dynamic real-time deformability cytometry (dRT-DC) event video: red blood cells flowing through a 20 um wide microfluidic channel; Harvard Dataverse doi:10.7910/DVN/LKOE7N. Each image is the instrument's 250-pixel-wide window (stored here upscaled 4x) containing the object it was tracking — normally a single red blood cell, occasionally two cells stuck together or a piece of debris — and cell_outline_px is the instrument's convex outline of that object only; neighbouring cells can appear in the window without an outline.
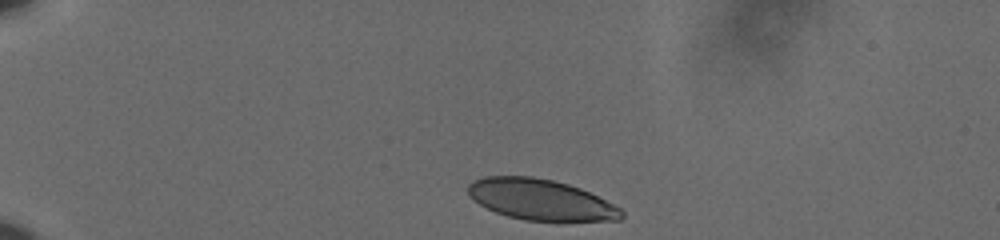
{"species": "human", "species_latin": "Homo sapiens", "temperature_condition": "cold", "stored_images_in_passage": 40, "camera_frame_rate_fps": 3000, "um_per_image_px": 0.085, "donor": {"sex": "male"}, "frame": {"image": 1, "passage_image": 1, "time_ms": 0.0, "image_size_px": [1000, 240], "cell_outline_px": [[624, 216], [620, 220], [556, 224], [524, 220], [508, 216], [496, 212], [480, 204], [468, 192], [468, 184], [472, 180], [484, 176], [532, 176], [552, 180], [568, 184], [580, 188], [620, 208], [624, 212]], "centroid_in_image_um": [46.02, 17.02], "position_along_channel_um": 39.0, "area_um2": 37.34}}
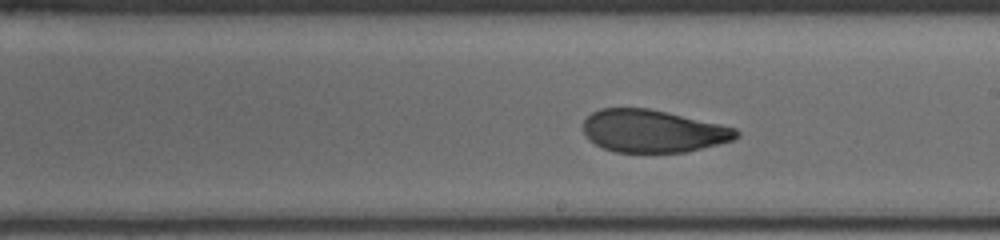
{"frame": {"image": 2, "passage_image": 23, "time_ms": 7.333, "image_size_px": [1000, 240], "cell_outline_px": [[740, 136], [732, 140], [684, 152], [616, 152], [604, 148], [588, 140], [584, 132], [584, 120], [592, 112], [600, 108], [648, 108], [720, 124], [736, 128], [740, 132]], "centroid_in_image_um": [55.48, 11.14], "position_along_channel_um": 233.5, "area_um2": 37.69}}
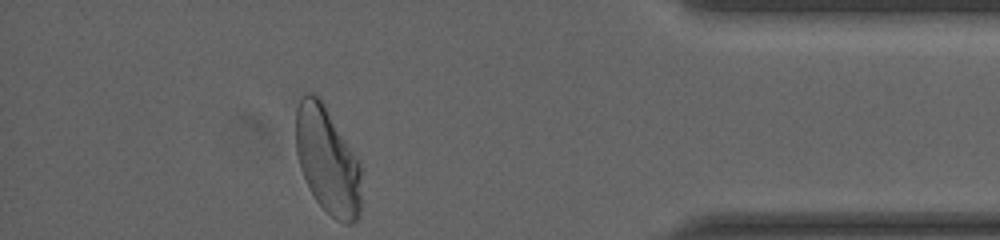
{"frame": {"image": 3, "passage_image": 40, "time_ms": 13.0, "image_size_px": [1000, 240], "cell_outline_px": [[360, 216], [352, 224], [344, 224], [336, 220], [316, 200], [300, 168], [296, 152], [296, 108], [304, 92], [312, 92], [320, 96], [360, 160]], "centroid_in_image_um": [27.84, 13.59], "position_along_channel_um": 407.4, "area_um2": 41.21}, "authors_computed_cell_mechanics": {"area_um2": 39.3618, "velocity_mm_per_s": 3.6006, "shape_relaxation_time_tau1_ms": 6.137, "shape_relaxation_time_tau2_ms": 1.0868, "deformation_change_tau1": 0.1683, "deformation_change_tau2": 0.063}}